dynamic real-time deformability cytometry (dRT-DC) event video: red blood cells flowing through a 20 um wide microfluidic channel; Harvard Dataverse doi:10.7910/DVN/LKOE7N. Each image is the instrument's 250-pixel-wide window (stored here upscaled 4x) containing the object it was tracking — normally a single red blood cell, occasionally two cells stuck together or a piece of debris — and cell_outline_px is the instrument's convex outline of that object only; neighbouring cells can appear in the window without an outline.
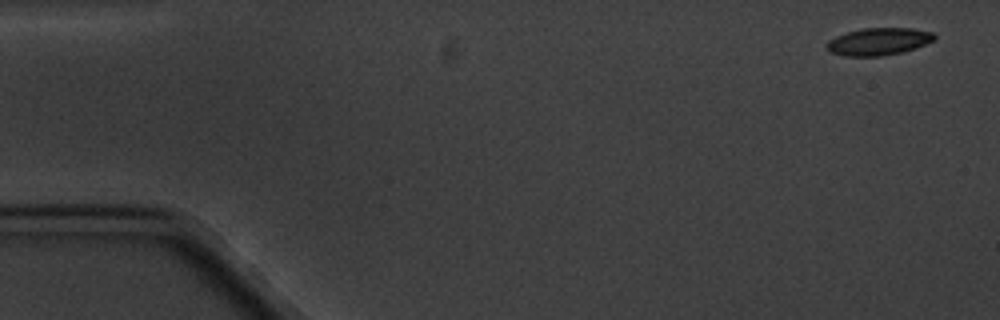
{"species": "common noctule bat (a hibernating species)", "species_latin": "Nyctalus noctula", "temperature_condition": "cold", "stored_images_in_passage": 6, "camera_frame_rate_fps": 3000, "um_per_image_px": 0.085, "animal": {"sex": "male", "body_mass_g": 20.1, "forearm_length_mm": 53.5}, "frame": {"image": 1, "passage_image": 1, "time_ms": 0.0, "image_size_px": [1000, 320], "cell_outline_px": [[936, 40], [916, 48], [900, 52], [880, 56], [844, 56], [832, 52], [824, 44], [828, 40], [836, 36], [848, 32], [864, 28], [912, 28], [932, 32], [936, 36]], "centroid_in_image_um": [74.7, 3.52], "position_along_channel_um": 10.3, "area_um2": 17.11}}